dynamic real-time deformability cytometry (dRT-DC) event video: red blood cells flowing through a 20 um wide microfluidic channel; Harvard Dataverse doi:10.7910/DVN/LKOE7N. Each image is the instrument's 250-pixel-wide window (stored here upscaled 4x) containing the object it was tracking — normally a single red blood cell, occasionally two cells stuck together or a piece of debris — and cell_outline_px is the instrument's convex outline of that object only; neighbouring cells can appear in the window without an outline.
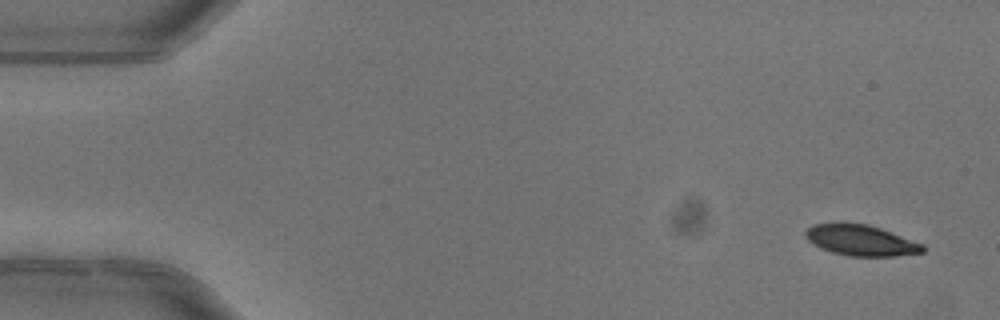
{"species": "common noctule bat (a hibernating species)", "species_latin": "Nyctalus noctula", "temperature_condition": "warm", "stored_images_in_passage": 6, "segment_of_instrument_passage": [2, 2], "camera_frame_rate_fps": 3000, "um_per_image_px": 0.085, "animal": {"sex": "female"}, "frame": {"image": 1, "passage_image": 6, "time_ms": 1.667, "image_size_px": [1000, 320], "cell_outline_px": [[924, 252], [892, 256], [848, 256], [832, 252], [820, 248], [808, 240], [804, 236], [804, 232], [812, 224], [868, 224], [880, 228], [924, 244]], "centroid_in_image_um": [73.17, 20.44], "position_along_channel_um": 11.8, "area_um2": 20.75}}